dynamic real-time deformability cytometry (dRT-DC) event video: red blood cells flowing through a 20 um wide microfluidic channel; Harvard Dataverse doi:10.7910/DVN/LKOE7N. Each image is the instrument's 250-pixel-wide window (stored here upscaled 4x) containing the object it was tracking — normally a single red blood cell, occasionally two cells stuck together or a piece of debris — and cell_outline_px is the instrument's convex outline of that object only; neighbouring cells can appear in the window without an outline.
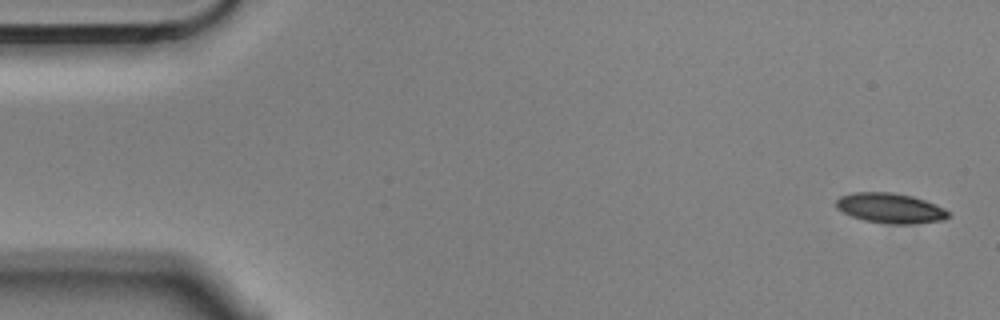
{"species": "Egyptian fruit bat (a non-hibernating species)", "species_latin": "Rousettus aegyptiacus", "temperature_condition": "cold", "stored_images_in_passage": 5, "camera_frame_rate_fps": 3000, "um_per_image_px": 0.085, "animal": {"sex": "male"}, "frame": {"image": 1, "passage_image": 1, "time_ms": 0.0, "image_size_px": [1000, 320], "cell_outline_px": [[948, 216], [944, 220], [908, 224], [892, 224], [864, 220], [852, 216], [836, 208], [836, 200], [840, 196], [852, 192], [892, 192], [912, 196], [936, 204], [944, 208], [948, 212]], "centroid_in_image_um": [75.66, 17.68], "position_along_channel_um": 9.3, "area_um2": 19.54}}